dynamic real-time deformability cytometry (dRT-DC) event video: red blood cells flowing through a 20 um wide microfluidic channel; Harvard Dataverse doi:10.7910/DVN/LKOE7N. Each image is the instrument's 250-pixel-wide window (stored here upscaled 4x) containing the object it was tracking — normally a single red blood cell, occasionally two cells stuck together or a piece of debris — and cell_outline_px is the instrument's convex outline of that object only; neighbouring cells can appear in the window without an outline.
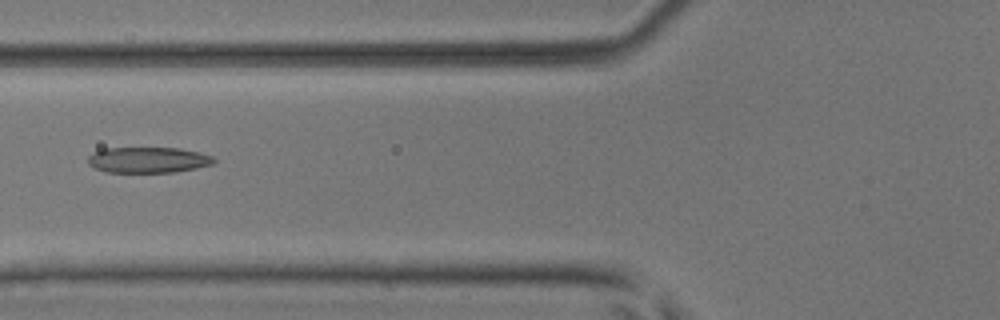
{"species": "common noctule bat (a hibernating species)", "species_latin": "Nyctalus noctula", "temperature_condition": "room temperature", "stored_images_in_passage": 3, "camera_frame_rate_fps": 3000, "um_per_image_px": 0.085, "animal": {"sex": "male", "body_mass_g": 17.9, "forearm_length_mm": 54.2}, "frame": {"image": 1, "passage_image": 2, "time_ms": 0.333, "image_size_px": [1000, 320], "cell_outline_px": [[216, 160], [212, 164], [196, 168], [176, 172], [108, 172], [96, 168], [88, 164], [88, 156], [92, 152], [104, 148], [180, 148], [200, 152], [212, 156]], "centroid_in_image_um": [12.59, 13.59], "position_along_channel_um": 113.2, "area_um2": 18.96}}
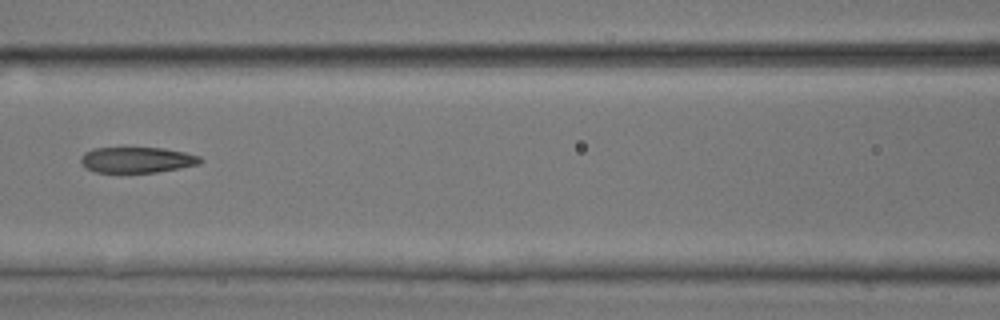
{"frame": {"image": 2, "passage_image": 3, "time_ms": 0.667, "image_size_px": [1000, 320], "cell_outline_px": [[204, 160], [200, 164], [180, 168], [156, 172], [96, 172], [88, 168], [80, 160], [80, 156], [84, 152], [92, 148], [164, 148], [184, 152], [200, 156]], "centroid_in_image_um": [11.67, 13.58], "position_along_channel_um": 154.9, "area_um2": 17.86}}